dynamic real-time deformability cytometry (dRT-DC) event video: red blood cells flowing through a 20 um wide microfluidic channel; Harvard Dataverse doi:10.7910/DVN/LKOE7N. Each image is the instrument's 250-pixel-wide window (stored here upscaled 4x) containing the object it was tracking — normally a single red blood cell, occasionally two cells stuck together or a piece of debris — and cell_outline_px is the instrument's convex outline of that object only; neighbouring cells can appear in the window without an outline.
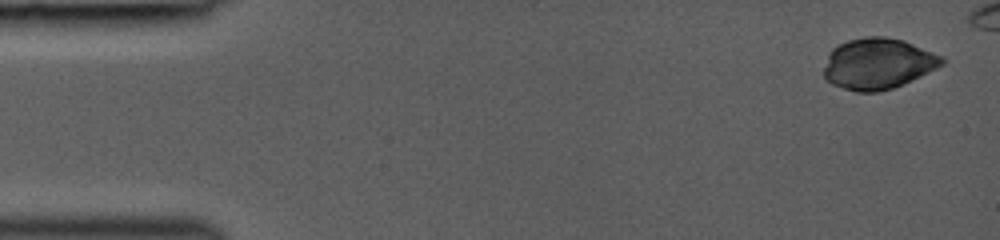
{"species": "common noctule bat (a hibernating species)", "species_latin": "Nyctalus noctula", "temperature_condition": "room temperature", "stored_images_in_passage": 6, "camera_frame_rate_fps": 3000, "um_per_image_px": 0.085, "animal": {"sex": "female", "body_mass_g": 19.0, "forearm_length_mm": 53.3}, "frame": {"image": 1, "passage_image": 1, "time_ms": 0.0, "image_size_px": [1000, 240], "cell_outline_px": [[944, 64], [928, 72], [892, 88], [876, 92], [856, 92], [832, 84], [824, 76], [824, 68], [828, 52], [832, 48], [848, 40], [864, 36], [884, 36], [904, 40], [944, 56]], "centroid_in_image_um": [74.61, 5.39], "position_along_channel_um": 10.4, "area_um2": 35.03}}